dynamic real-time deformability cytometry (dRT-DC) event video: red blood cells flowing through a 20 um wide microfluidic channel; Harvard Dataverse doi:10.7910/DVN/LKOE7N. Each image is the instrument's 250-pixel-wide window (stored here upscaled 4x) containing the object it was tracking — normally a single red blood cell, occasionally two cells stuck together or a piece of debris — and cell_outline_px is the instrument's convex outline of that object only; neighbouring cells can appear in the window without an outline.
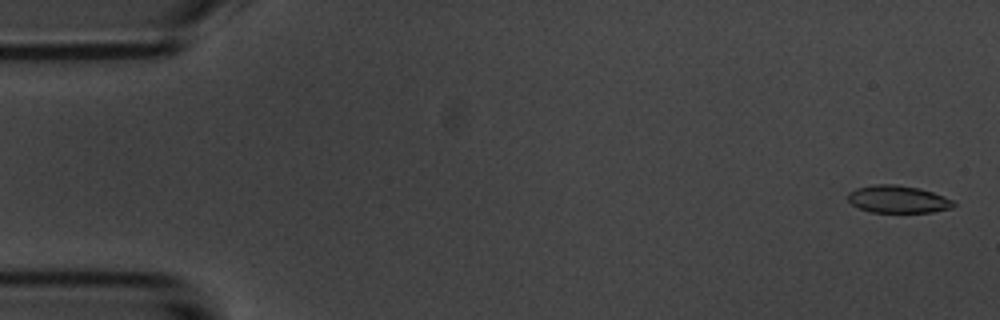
{"species": "common noctule bat (a hibernating species)", "species_latin": "Nyctalus noctula", "temperature_condition": "room temperature", "stored_images_in_passage": 5, "camera_frame_rate_fps": 3000, "um_per_image_px": 0.085, "animal": {"sex": "male", "body_mass_g": 20.1, "forearm_length_mm": 53.5}, "frame": {"image": 1, "passage_image": 1, "time_ms": 0.0, "image_size_px": [1000, 320], "cell_outline_px": [[956, 204], [952, 208], [932, 212], [872, 212], [860, 208], [852, 204], [848, 200], [848, 192], [856, 188], [872, 184], [896, 184], [920, 188], [944, 196], [952, 200]], "centroid_in_image_um": [76.32, 16.92], "position_along_channel_um": 8.7, "area_um2": 16.94}}